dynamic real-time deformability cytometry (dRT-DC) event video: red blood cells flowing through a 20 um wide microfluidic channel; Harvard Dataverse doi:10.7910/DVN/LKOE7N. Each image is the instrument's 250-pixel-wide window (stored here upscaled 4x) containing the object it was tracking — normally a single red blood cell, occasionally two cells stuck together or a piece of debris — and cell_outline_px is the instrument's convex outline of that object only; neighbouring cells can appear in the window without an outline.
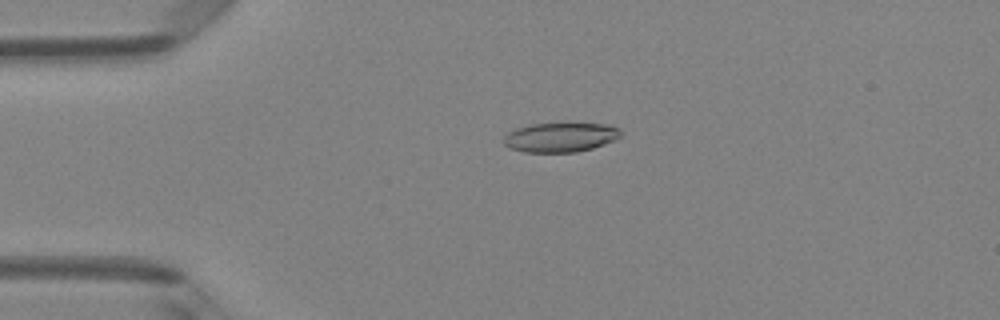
{"species": "Egyptian fruit bat (a non-hibernating species)", "species_latin": "Rousettus aegyptiacus", "temperature_condition": "room temperature", "stored_images_in_passage": 50, "camera_frame_rate_fps": 3000, "um_per_image_px": 0.085, "animal": {"sex": "female"}, "frame": {"image": 1, "passage_image": 12, "time_ms": 3.667, "image_size_px": [1000, 320], "cell_outline_px": [[620, 136], [616, 140], [592, 148], [576, 152], [524, 152], [508, 148], [504, 144], [504, 136], [508, 132], [516, 128], [528, 124], [604, 124], [620, 128]], "centroid_in_image_um": [47.6, 11.68], "position_along_channel_um": 37.4, "area_um2": 20.0}}
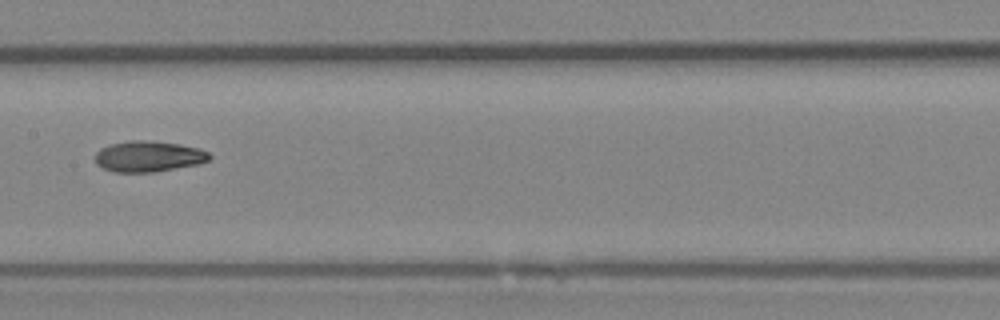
{"frame": {"image": 2, "passage_image": 26, "time_ms": 8.333, "image_size_px": [1000, 320], "cell_outline_px": [[212, 156], [208, 160], [196, 164], [152, 172], [112, 172], [96, 164], [96, 152], [100, 148], [112, 144], [132, 140], [144, 140], [180, 144], [200, 148], [208, 152]], "centroid_in_image_um": [12.61, 13.29], "position_along_channel_um": 194.8, "area_um2": 20.35}}
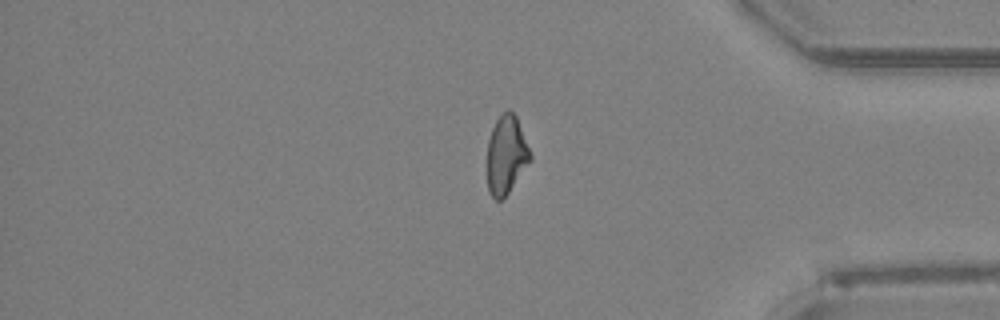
{"frame": {"image": 3, "passage_image": 42, "time_ms": 13.667, "image_size_px": [1000, 320], "cell_outline_px": [[532, 160], [508, 192], [500, 200], [496, 200], [492, 196], [488, 188], [488, 140], [492, 128], [496, 120], [508, 108], [516, 116], [532, 156]], "centroid_in_image_um": [43.04, 13.15], "position_along_channel_um": 392.2, "area_um2": 19.36}, "authors_computed_cell_mechanics": {"area_um2": 20.6924, "velocity_mm_per_s": 4.1259, "shape_relaxation_time_tau1_ms": null, "shape_relaxation_time_tau2_ms": 4.8727, "deformation_change_tau1": null, "deformation_change_tau2": 0.1243}}